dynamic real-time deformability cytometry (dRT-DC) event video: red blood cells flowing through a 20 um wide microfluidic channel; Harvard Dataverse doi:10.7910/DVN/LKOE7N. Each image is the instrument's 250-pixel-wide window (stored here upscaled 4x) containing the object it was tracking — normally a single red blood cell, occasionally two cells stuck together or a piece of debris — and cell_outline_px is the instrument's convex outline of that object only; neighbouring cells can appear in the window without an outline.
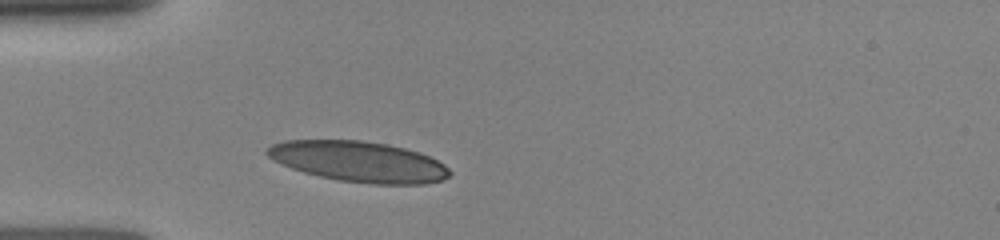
{"species": "human", "species_latin": "Homo sapiens", "temperature_condition": "room temperature", "stored_images_in_passage": 1, "camera_frame_rate_fps": 3000, "um_per_image_px": 0.085, "donor": {"sex": "female"}, "frame": {"image": 1, "passage_image": 1, "time_ms": 0.0, "image_size_px": [1000, 240], "cell_outline_px": [[452, 172], [444, 180], [424, 184], [372, 184], [336, 180], [304, 172], [292, 168], [268, 156], [264, 152], [272, 144], [284, 140], [360, 140], [388, 144], [420, 152], [444, 164]], "centroid_in_image_um": [30.52, 13.74], "position_along_channel_um": 54.5, "area_um2": 43.12}}